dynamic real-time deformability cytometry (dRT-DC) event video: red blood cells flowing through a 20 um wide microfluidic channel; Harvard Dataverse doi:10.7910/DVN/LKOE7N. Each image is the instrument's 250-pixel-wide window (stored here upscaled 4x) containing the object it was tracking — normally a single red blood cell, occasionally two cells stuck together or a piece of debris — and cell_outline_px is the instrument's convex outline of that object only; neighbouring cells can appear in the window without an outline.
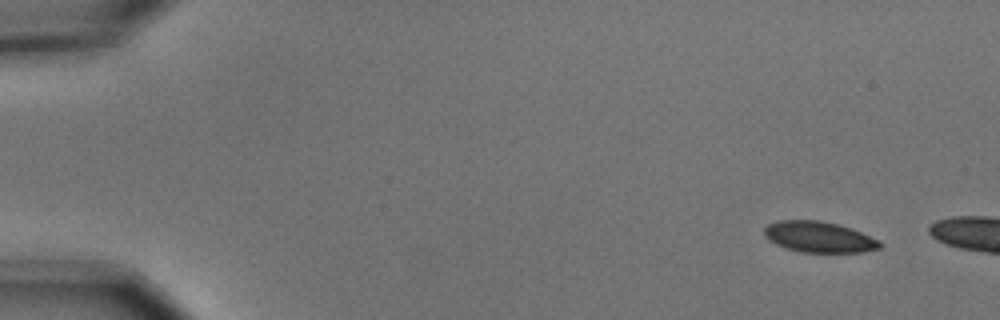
{"species": "common noctule bat (a hibernating species)", "species_latin": "Nyctalus noctula", "temperature_condition": "cold", "stored_images_in_passage": 3, "camera_frame_rate_fps": 3000, "um_per_image_px": 0.085, "animal": {"sex": "male", "body_mass_g": 15.6}, "frame": {"image": 1, "passage_image": 1, "time_ms": 0.0, "image_size_px": [1000, 320], "cell_outline_px": [[884, 244], [880, 248], [860, 252], [800, 252], [776, 244], [764, 236], [764, 228], [768, 224], [776, 220], [820, 220], [840, 224], [852, 228], [880, 240]], "centroid_in_image_um": [69.64, 20.13], "position_along_channel_um": 15.4, "area_um2": 20.98}}